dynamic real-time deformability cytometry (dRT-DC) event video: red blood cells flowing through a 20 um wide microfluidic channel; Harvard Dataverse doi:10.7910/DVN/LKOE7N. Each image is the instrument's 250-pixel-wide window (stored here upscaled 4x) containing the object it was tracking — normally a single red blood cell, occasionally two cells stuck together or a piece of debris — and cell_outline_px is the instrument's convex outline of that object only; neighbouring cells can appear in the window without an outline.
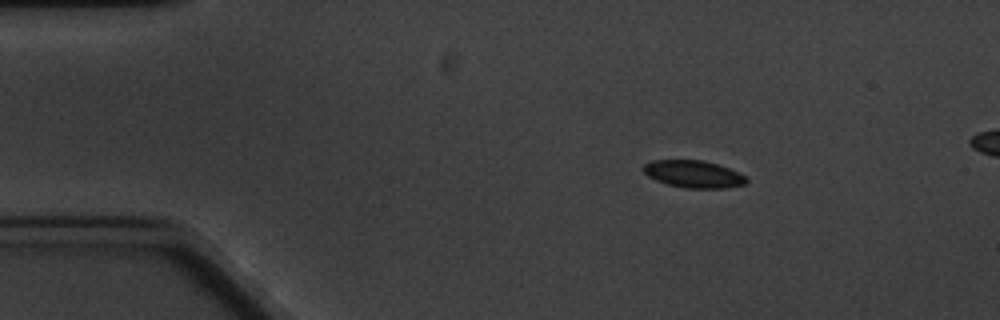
{"species": "common noctule bat (a hibernating species)", "species_latin": "Nyctalus noctula", "temperature_condition": "cold", "stored_images_in_passage": 4, "camera_frame_rate_fps": 3000, "um_per_image_px": 0.085, "animal": {"sex": "male", "body_mass_g": 20.1, "forearm_length_mm": 53.5}, "frame": {"image": 1, "passage_image": 2, "time_ms": 1.333, "image_size_px": [1000, 320], "cell_outline_px": [[748, 180], [744, 184], [728, 188], [684, 188], [668, 184], [656, 180], [648, 176], [644, 172], [644, 164], [652, 160], [704, 160], [728, 168], [744, 176]], "centroid_in_image_um": [58.93, 14.8], "position_along_channel_um": 26.1, "area_um2": 16.18}}